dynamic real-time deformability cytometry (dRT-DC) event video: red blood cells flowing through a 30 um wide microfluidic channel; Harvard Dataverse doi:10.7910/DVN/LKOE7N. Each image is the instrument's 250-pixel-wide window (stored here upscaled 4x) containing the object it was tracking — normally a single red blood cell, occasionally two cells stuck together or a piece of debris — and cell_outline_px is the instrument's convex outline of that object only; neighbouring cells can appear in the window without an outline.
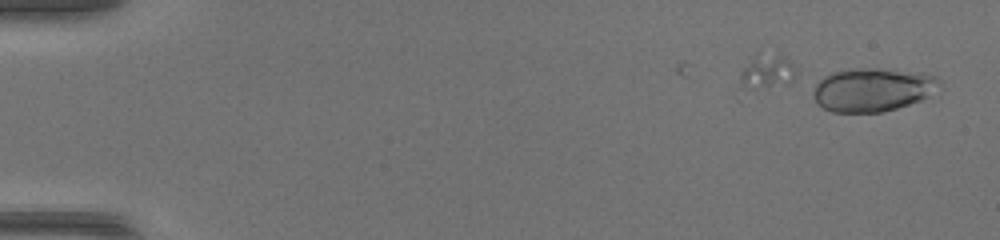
{"species": "common noctule bat (a hibernating species)", "species_latin": "Nyctalus noctula", "temperature_condition": "warm", "stored_images_in_passage": 46, "camera_frame_rate_fps": 3000, "um_per_image_px": 0.085, "animal": {"sex": "female", "body_mass_g": 17.0, "forearm_length_mm": 48.0}, "frame": {"image": 1, "passage_image": 1, "time_ms": 0.0, "image_size_px": [1000, 240], "cell_outline_px": [[940, 84], [928, 96], [920, 100], [884, 112], [832, 112], [816, 104], [812, 96], [812, 92], [816, 84], [824, 76], [832, 72], [848, 68], [880, 68], [924, 72], [936, 76], [940, 80]], "centroid_in_image_um": [74.14, 7.6], "position_along_channel_um": 10.9, "area_um2": 32.31}}